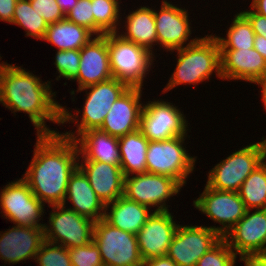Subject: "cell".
Listing matches in <instances>:
<instances>
[{
  "label": "cell",
  "mask_w": 266,
  "mask_h": 266,
  "mask_svg": "<svg viewBox=\"0 0 266 266\" xmlns=\"http://www.w3.org/2000/svg\"><path fill=\"white\" fill-rule=\"evenodd\" d=\"M33 159L23 179L43 203L66 205L65 197L71 174L78 167V144L61 134L37 135Z\"/></svg>",
  "instance_id": "6da1fadb"
},
{
  "label": "cell",
  "mask_w": 266,
  "mask_h": 266,
  "mask_svg": "<svg viewBox=\"0 0 266 266\" xmlns=\"http://www.w3.org/2000/svg\"><path fill=\"white\" fill-rule=\"evenodd\" d=\"M50 84L41 83L23 68L5 64L0 70V102L10 110L28 113L37 134H57L44 120L65 123L74 119L66 108L54 101Z\"/></svg>",
  "instance_id": "7a4b0ae2"
},
{
  "label": "cell",
  "mask_w": 266,
  "mask_h": 266,
  "mask_svg": "<svg viewBox=\"0 0 266 266\" xmlns=\"http://www.w3.org/2000/svg\"><path fill=\"white\" fill-rule=\"evenodd\" d=\"M212 36L193 39L185 47L177 49V66L164 92L183 83L197 84L207 80L214 70L222 79L220 46Z\"/></svg>",
  "instance_id": "3957f363"
},
{
  "label": "cell",
  "mask_w": 266,
  "mask_h": 266,
  "mask_svg": "<svg viewBox=\"0 0 266 266\" xmlns=\"http://www.w3.org/2000/svg\"><path fill=\"white\" fill-rule=\"evenodd\" d=\"M104 36L107 38L112 77L129 87L142 88L143 77L153 61L152 52L117 35V32Z\"/></svg>",
  "instance_id": "277c9868"
},
{
  "label": "cell",
  "mask_w": 266,
  "mask_h": 266,
  "mask_svg": "<svg viewBox=\"0 0 266 266\" xmlns=\"http://www.w3.org/2000/svg\"><path fill=\"white\" fill-rule=\"evenodd\" d=\"M265 159L263 141L250 144L233 152L210 170L207 185L220 191L238 192L244 180Z\"/></svg>",
  "instance_id": "5b68a950"
},
{
  "label": "cell",
  "mask_w": 266,
  "mask_h": 266,
  "mask_svg": "<svg viewBox=\"0 0 266 266\" xmlns=\"http://www.w3.org/2000/svg\"><path fill=\"white\" fill-rule=\"evenodd\" d=\"M185 135L162 141H149L146 154V172L166 175L182 186L194 170L196 159L190 157L182 146Z\"/></svg>",
  "instance_id": "8992f818"
},
{
  "label": "cell",
  "mask_w": 266,
  "mask_h": 266,
  "mask_svg": "<svg viewBox=\"0 0 266 266\" xmlns=\"http://www.w3.org/2000/svg\"><path fill=\"white\" fill-rule=\"evenodd\" d=\"M93 241L99 247L104 266H143L135 234L100 219L94 224Z\"/></svg>",
  "instance_id": "52a82bcc"
},
{
  "label": "cell",
  "mask_w": 266,
  "mask_h": 266,
  "mask_svg": "<svg viewBox=\"0 0 266 266\" xmlns=\"http://www.w3.org/2000/svg\"><path fill=\"white\" fill-rule=\"evenodd\" d=\"M52 208L54 212L50 213V226H43L46 241L54 244L61 242L60 245L68 249L85 246L93 241L94 221L79 215L71 208L65 210L63 204L52 205Z\"/></svg>",
  "instance_id": "ba28073f"
},
{
  "label": "cell",
  "mask_w": 266,
  "mask_h": 266,
  "mask_svg": "<svg viewBox=\"0 0 266 266\" xmlns=\"http://www.w3.org/2000/svg\"><path fill=\"white\" fill-rule=\"evenodd\" d=\"M223 237L211 227L178 226L167 256L178 266H196L198 260Z\"/></svg>",
  "instance_id": "9c48e42d"
},
{
  "label": "cell",
  "mask_w": 266,
  "mask_h": 266,
  "mask_svg": "<svg viewBox=\"0 0 266 266\" xmlns=\"http://www.w3.org/2000/svg\"><path fill=\"white\" fill-rule=\"evenodd\" d=\"M181 187L177 180L169 176L145 172L124 177L123 196L148 207L160 205L155 211H168L165 201L177 194Z\"/></svg>",
  "instance_id": "30bf717a"
},
{
  "label": "cell",
  "mask_w": 266,
  "mask_h": 266,
  "mask_svg": "<svg viewBox=\"0 0 266 266\" xmlns=\"http://www.w3.org/2000/svg\"><path fill=\"white\" fill-rule=\"evenodd\" d=\"M0 198L4 217L6 216L14 224L26 227L45 225L38 223L43 214V203L32 193L23 178L6 185L2 189Z\"/></svg>",
  "instance_id": "8fae6325"
},
{
  "label": "cell",
  "mask_w": 266,
  "mask_h": 266,
  "mask_svg": "<svg viewBox=\"0 0 266 266\" xmlns=\"http://www.w3.org/2000/svg\"><path fill=\"white\" fill-rule=\"evenodd\" d=\"M194 206L223 226L212 227L222 237L235 226L247 210L238 192L216 190L207 184L201 196L194 201Z\"/></svg>",
  "instance_id": "7c38bea8"
},
{
  "label": "cell",
  "mask_w": 266,
  "mask_h": 266,
  "mask_svg": "<svg viewBox=\"0 0 266 266\" xmlns=\"http://www.w3.org/2000/svg\"><path fill=\"white\" fill-rule=\"evenodd\" d=\"M186 120L174 105L165 101L143 106L140 130L149 141H162L186 134Z\"/></svg>",
  "instance_id": "4fadbf2b"
},
{
  "label": "cell",
  "mask_w": 266,
  "mask_h": 266,
  "mask_svg": "<svg viewBox=\"0 0 266 266\" xmlns=\"http://www.w3.org/2000/svg\"><path fill=\"white\" fill-rule=\"evenodd\" d=\"M129 88V86L112 77L106 81L87 86L79 91L90 89L83 107L82 120L78 126V136L91 129H99L112 104Z\"/></svg>",
  "instance_id": "5bb4252c"
},
{
  "label": "cell",
  "mask_w": 266,
  "mask_h": 266,
  "mask_svg": "<svg viewBox=\"0 0 266 266\" xmlns=\"http://www.w3.org/2000/svg\"><path fill=\"white\" fill-rule=\"evenodd\" d=\"M223 239L241 258L266 253V209H256L252 214L250 209L246 210Z\"/></svg>",
  "instance_id": "9a60e30c"
},
{
  "label": "cell",
  "mask_w": 266,
  "mask_h": 266,
  "mask_svg": "<svg viewBox=\"0 0 266 266\" xmlns=\"http://www.w3.org/2000/svg\"><path fill=\"white\" fill-rule=\"evenodd\" d=\"M177 225L169 211H154L136 234L143 262L166 256Z\"/></svg>",
  "instance_id": "2e32d148"
},
{
  "label": "cell",
  "mask_w": 266,
  "mask_h": 266,
  "mask_svg": "<svg viewBox=\"0 0 266 266\" xmlns=\"http://www.w3.org/2000/svg\"><path fill=\"white\" fill-rule=\"evenodd\" d=\"M140 87H129L113 104L105 117L101 131L120 138L140 129L141 113Z\"/></svg>",
  "instance_id": "e0dca14e"
},
{
  "label": "cell",
  "mask_w": 266,
  "mask_h": 266,
  "mask_svg": "<svg viewBox=\"0 0 266 266\" xmlns=\"http://www.w3.org/2000/svg\"><path fill=\"white\" fill-rule=\"evenodd\" d=\"M112 78L107 38L96 36L80 49V64L77 77L79 89Z\"/></svg>",
  "instance_id": "ac0fdd59"
},
{
  "label": "cell",
  "mask_w": 266,
  "mask_h": 266,
  "mask_svg": "<svg viewBox=\"0 0 266 266\" xmlns=\"http://www.w3.org/2000/svg\"><path fill=\"white\" fill-rule=\"evenodd\" d=\"M0 236V258L13 264L33 257L35 260L45 241L43 227L16 225Z\"/></svg>",
  "instance_id": "d6986e66"
},
{
  "label": "cell",
  "mask_w": 266,
  "mask_h": 266,
  "mask_svg": "<svg viewBox=\"0 0 266 266\" xmlns=\"http://www.w3.org/2000/svg\"><path fill=\"white\" fill-rule=\"evenodd\" d=\"M222 79L255 83L266 73V60L254 48L220 49Z\"/></svg>",
  "instance_id": "ffe728a7"
},
{
  "label": "cell",
  "mask_w": 266,
  "mask_h": 266,
  "mask_svg": "<svg viewBox=\"0 0 266 266\" xmlns=\"http://www.w3.org/2000/svg\"><path fill=\"white\" fill-rule=\"evenodd\" d=\"M154 17L157 43L171 51L183 48L191 34L187 11L163 1L160 12L154 11Z\"/></svg>",
  "instance_id": "44dd1931"
},
{
  "label": "cell",
  "mask_w": 266,
  "mask_h": 266,
  "mask_svg": "<svg viewBox=\"0 0 266 266\" xmlns=\"http://www.w3.org/2000/svg\"><path fill=\"white\" fill-rule=\"evenodd\" d=\"M84 162L85 165L82 162L78 167L105 205L124 195V174L121 166L99 161Z\"/></svg>",
  "instance_id": "7402d4cb"
},
{
  "label": "cell",
  "mask_w": 266,
  "mask_h": 266,
  "mask_svg": "<svg viewBox=\"0 0 266 266\" xmlns=\"http://www.w3.org/2000/svg\"><path fill=\"white\" fill-rule=\"evenodd\" d=\"M61 135L80 144L79 154H82L83 161H99L120 166V148L117 137L100 129L87 130L80 135L79 139L71 132Z\"/></svg>",
  "instance_id": "603a6c76"
},
{
  "label": "cell",
  "mask_w": 266,
  "mask_h": 266,
  "mask_svg": "<svg viewBox=\"0 0 266 266\" xmlns=\"http://www.w3.org/2000/svg\"><path fill=\"white\" fill-rule=\"evenodd\" d=\"M66 198L74 205L71 210L79 215L94 222L104 218L106 205L96 195L88 178L79 167L75 169L69 178L65 201Z\"/></svg>",
  "instance_id": "cb8c5ba5"
},
{
  "label": "cell",
  "mask_w": 266,
  "mask_h": 266,
  "mask_svg": "<svg viewBox=\"0 0 266 266\" xmlns=\"http://www.w3.org/2000/svg\"><path fill=\"white\" fill-rule=\"evenodd\" d=\"M111 206L110 212L105 211L104 220L115 228L137 234L152 213L148 206L127 199L125 196L106 204V210Z\"/></svg>",
  "instance_id": "d4e9b609"
},
{
  "label": "cell",
  "mask_w": 266,
  "mask_h": 266,
  "mask_svg": "<svg viewBox=\"0 0 266 266\" xmlns=\"http://www.w3.org/2000/svg\"><path fill=\"white\" fill-rule=\"evenodd\" d=\"M120 166L124 177L146 172V154L149 140L138 129L118 138Z\"/></svg>",
  "instance_id": "484cf974"
},
{
  "label": "cell",
  "mask_w": 266,
  "mask_h": 266,
  "mask_svg": "<svg viewBox=\"0 0 266 266\" xmlns=\"http://www.w3.org/2000/svg\"><path fill=\"white\" fill-rule=\"evenodd\" d=\"M92 32L66 18L48 25L43 40L58 47V50H80L91 40Z\"/></svg>",
  "instance_id": "4316f807"
},
{
  "label": "cell",
  "mask_w": 266,
  "mask_h": 266,
  "mask_svg": "<svg viewBox=\"0 0 266 266\" xmlns=\"http://www.w3.org/2000/svg\"><path fill=\"white\" fill-rule=\"evenodd\" d=\"M127 33L121 36L149 52L153 43L157 42L154 10L141 7L127 16Z\"/></svg>",
  "instance_id": "83f0119b"
},
{
  "label": "cell",
  "mask_w": 266,
  "mask_h": 266,
  "mask_svg": "<svg viewBox=\"0 0 266 266\" xmlns=\"http://www.w3.org/2000/svg\"><path fill=\"white\" fill-rule=\"evenodd\" d=\"M238 194L248 209H266V163L263 161L244 180Z\"/></svg>",
  "instance_id": "f1b7e54d"
},
{
  "label": "cell",
  "mask_w": 266,
  "mask_h": 266,
  "mask_svg": "<svg viewBox=\"0 0 266 266\" xmlns=\"http://www.w3.org/2000/svg\"><path fill=\"white\" fill-rule=\"evenodd\" d=\"M220 49L254 48L255 33L248 19L240 12L227 32V39L216 37Z\"/></svg>",
  "instance_id": "f546056e"
},
{
  "label": "cell",
  "mask_w": 266,
  "mask_h": 266,
  "mask_svg": "<svg viewBox=\"0 0 266 266\" xmlns=\"http://www.w3.org/2000/svg\"><path fill=\"white\" fill-rule=\"evenodd\" d=\"M12 24L20 25L27 30V36L42 39L45 36L48 23L41 17L30 3V0H18L14 9Z\"/></svg>",
  "instance_id": "4dcf8cb0"
},
{
  "label": "cell",
  "mask_w": 266,
  "mask_h": 266,
  "mask_svg": "<svg viewBox=\"0 0 266 266\" xmlns=\"http://www.w3.org/2000/svg\"><path fill=\"white\" fill-rule=\"evenodd\" d=\"M118 3V0H92V13L97 36L117 32L116 23L120 11Z\"/></svg>",
  "instance_id": "1f68e13d"
},
{
  "label": "cell",
  "mask_w": 266,
  "mask_h": 266,
  "mask_svg": "<svg viewBox=\"0 0 266 266\" xmlns=\"http://www.w3.org/2000/svg\"><path fill=\"white\" fill-rule=\"evenodd\" d=\"M53 246V247H52ZM35 259L40 266H72L68 248L44 241Z\"/></svg>",
  "instance_id": "d6a6232c"
},
{
  "label": "cell",
  "mask_w": 266,
  "mask_h": 266,
  "mask_svg": "<svg viewBox=\"0 0 266 266\" xmlns=\"http://www.w3.org/2000/svg\"><path fill=\"white\" fill-rule=\"evenodd\" d=\"M236 256L234 250L222 238L198 260L196 266H234Z\"/></svg>",
  "instance_id": "836d02e7"
},
{
  "label": "cell",
  "mask_w": 266,
  "mask_h": 266,
  "mask_svg": "<svg viewBox=\"0 0 266 266\" xmlns=\"http://www.w3.org/2000/svg\"><path fill=\"white\" fill-rule=\"evenodd\" d=\"M68 250L72 266H104L99 247L94 241Z\"/></svg>",
  "instance_id": "e575fe53"
},
{
  "label": "cell",
  "mask_w": 266,
  "mask_h": 266,
  "mask_svg": "<svg viewBox=\"0 0 266 266\" xmlns=\"http://www.w3.org/2000/svg\"><path fill=\"white\" fill-rule=\"evenodd\" d=\"M56 68L61 76L74 80L77 77L80 64V50H58L55 57Z\"/></svg>",
  "instance_id": "d590c367"
},
{
  "label": "cell",
  "mask_w": 266,
  "mask_h": 266,
  "mask_svg": "<svg viewBox=\"0 0 266 266\" xmlns=\"http://www.w3.org/2000/svg\"><path fill=\"white\" fill-rule=\"evenodd\" d=\"M92 0H78L76 5L65 14V18L77 25H81L95 34Z\"/></svg>",
  "instance_id": "8d00e7d4"
},
{
  "label": "cell",
  "mask_w": 266,
  "mask_h": 266,
  "mask_svg": "<svg viewBox=\"0 0 266 266\" xmlns=\"http://www.w3.org/2000/svg\"><path fill=\"white\" fill-rule=\"evenodd\" d=\"M30 3L33 10H36L48 25L65 18V14L56 0H30Z\"/></svg>",
  "instance_id": "74e56055"
},
{
  "label": "cell",
  "mask_w": 266,
  "mask_h": 266,
  "mask_svg": "<svg viewBox=\"0 0 266 266\" xmlns=\"http://www.w3.org/2000/svg\"><path fill=\"white\" fill-rule=\"evenodd\" d=\"M250 22L255 35L266 38V17L252 11L241 12Z\"/></svg>",
  "instance_id": "f35d334b"
},
{
  "label": "cell",
  "mask_w": 266,
  "mask_h": 266,
  "mask_svg": "<svg viewBox=\"0 0 266 266\" xmlns=\"http://www.w3.org/2000/svg\"><path fill=\"white\" fill-rule=\"evenodd\" d=\"M17 1L18 0H0V20L12 23Z\"/></svg>",
  "instance_id": "ab89813d"
},
{
  "label": "cell",
  "mask_w": 266,
  "mask_h": 266,
  "mask_svg": "<svg viewBox=\"0 0 266 266\" xmlns=\"http://www.w3.org/2000/svg\"><path fill=\"white\" fill-rule=\"evenodd\" d=\"M245 262V266H266V253H259L240 258Z\"/></svg>",
  "instance_id": "60d3db41"
},
{
  "label": "cell",
  "mask_w": 266,
  "mask_h": 266,
  "mask_svg": "<svg viewBox=\"0 0 266 266\" xmlns=\"http://www.w3.org/2000/svg\"><path fill=\"white\" fill-rule=\"evenodd\" d=\"M143 266H178V265L166 255L145 261L143 263Z\"/></svg>",
  "instance_id": "b9f144b4"
},
{
  "label": "cell",
  "mask_w": 266,
  "mask_h": 266,
  "mask_svg": "<svg viewBox=\"0 0 266 266\" xmlns=\"http://www.w3.org/2000/svg\"><path fill=\"white\" fill-rule=\"evenodd\" d=\"M254 49L257 50L266 60V38L255 35Z\"/></svg>",
  "instance_id": "7bdbcfd3"
},
{
  "label": "cell",
  "mask_w": 266,
  "mask_h": 266,
  "mask_svg": "<svg viewBox=\"0 0 266 266\" xmlns=\"http://www.w3.org/2000/svg\"><path fill=\"white\" fill-rule=\"evenodd\" d=\"M251 5L256 13L266 17V0H253Z\"/></svg>",
  "instance_id": "ee69618b"
},
{
  "label": "cell",
  "mask_w": 266,
  "mask_h": 266,
  "mask_svg": "<svg viewBox=\"0 0 266 266\" xmlns=\"http://www.w3.org/2000/svg\"><path fill=\"white\" fill-rule=\"evenodd\" d=\"M78 0H56L64 14L69 12L77 3Z\"/></svg>",
  "instance_id": "f6af8a7d"
},
{
  "label": "cell",
  "mask_w": 266,
  "mask_h": 266,
  "mask_svg": "<svg viewBox=\"0 0 266 266\" xmlns=\"http://www.w3.org/2000/svg\"><path fill=\"white\" fill-rule=\"evenodd\" d=\"M255 83L260 84L262 86L261 95L266 109V73L263 76H261Z\"/></svg>",
  "instance_id": "bcb514c9"
},
{
  "label": "cell",
  "mask_w": 266,
  "mask_h": 266,
  "mask_svg": "<svg viewBox=\"0 0 266 266\" xmlns=\"http://www.w3.org/2000/svg\"><path fill=\"white\" fill-rule=\"evenodd\" d=\"M264 148H265V155H266V139L263 140Z\"/></svg>",
  "instance_id": "7dc6e473"
},
{
  "label": "cell",
  "mask_w": 266,
  "mask_h": 266,
  "mask_svg": "<svg viewBox=\"0 0 266 266\" xmlns=\"http://www.w3.org/2000/svg\"><path fill=\"white\" fill-rule=\"evenodd\" d=\"M5 65V63H1L0 64V70L2 69V67Z\"/></svg>",
  "instance_id": "c3c4849f"
}]
</instances>
